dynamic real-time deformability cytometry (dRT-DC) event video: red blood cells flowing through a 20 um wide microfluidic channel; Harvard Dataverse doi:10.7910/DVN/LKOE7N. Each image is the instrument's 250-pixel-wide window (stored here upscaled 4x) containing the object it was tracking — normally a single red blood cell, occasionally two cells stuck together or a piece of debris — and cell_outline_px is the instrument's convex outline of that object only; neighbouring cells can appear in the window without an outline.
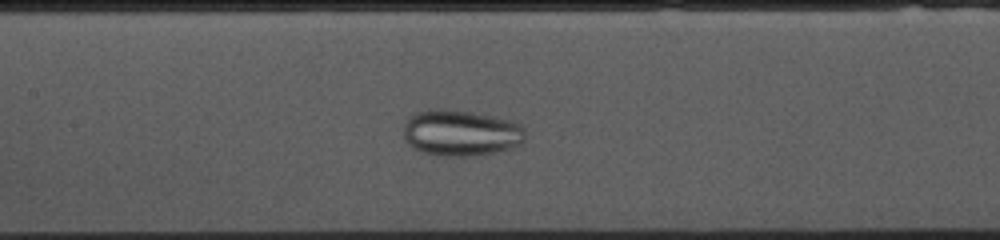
{"species": "common noctule bat (a hibernating species)", "species_latin": "Nyctalus noctula", "temperature_condition": "cold", "stored_images_in_passage": 53, "camera_frame_rate_fps": 3000, "um_per_image_px": 0.085, "animal": {"sex": "female", "body_mass_g": 10.0, "forearm_length_mm": 53.1}, "frame": {"image": 1, "passage_image": 23, "time_ms": 7.333, "image_size_px": [1000, 240], "cell_outline_px": [[524, 140], [520, 144], [512, 148], [492, 152], [464, 156], [448, 156], [424, 152], [408, 144], [404, 136], [404, 124], [408, 116], [416, 112], [428, 108], [444, 108], [472, 112], [512, 120], [520, 124], [524, 128]], "centroid_in_image_um": [39.15, 11.26], "position_along_channel_um": 168.2, "area_um2": 32.71}}
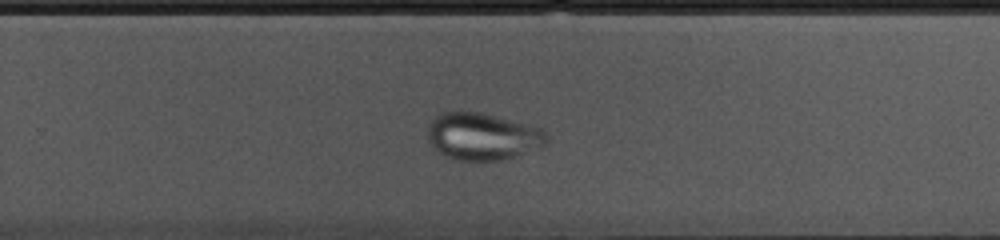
{"frame": {"image": 2, "passage_image": 33, "time_ms": 10.667, "image_size_px": [1000, 240], "cell_outline_px": [[548, 140], [544, 148], [500, 160], [456, 160], [436, 152], [428, 140], [428, 124], [436, 116], [444, 112], [480, 112], [540, 128], [548, 136]], "centroid_in_image_um": [41.02, 11.62], "position_along_channel_um": 288.8, "area_um2": 32.66}}
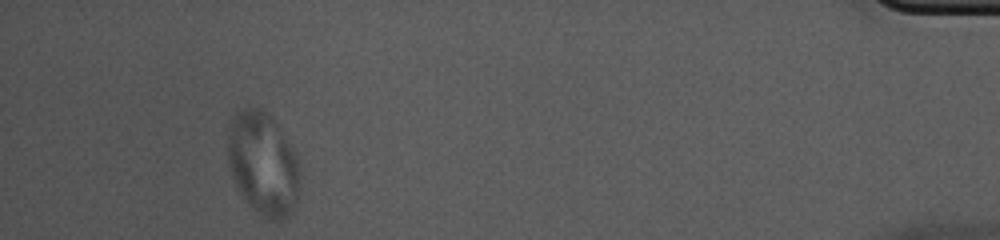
{"frame": {"image": 3, "passage_image": 49, "time_ms": 16.0, "image_size_px": [1000, 240], "cell_outline_px": [[300, 156], [296, 200], [292, 212], [288, 216], [276, 224], [264, 220], [244, 200], [232, 176], [228, 164], [228, 128], [232, 116], [240, 108], [256, 104], [268, 112], [272, 116]], "centroid_in_image_um": [22.36, 13.88], "position_along_channel_um": 412.8, "area_um2": 44.74}}